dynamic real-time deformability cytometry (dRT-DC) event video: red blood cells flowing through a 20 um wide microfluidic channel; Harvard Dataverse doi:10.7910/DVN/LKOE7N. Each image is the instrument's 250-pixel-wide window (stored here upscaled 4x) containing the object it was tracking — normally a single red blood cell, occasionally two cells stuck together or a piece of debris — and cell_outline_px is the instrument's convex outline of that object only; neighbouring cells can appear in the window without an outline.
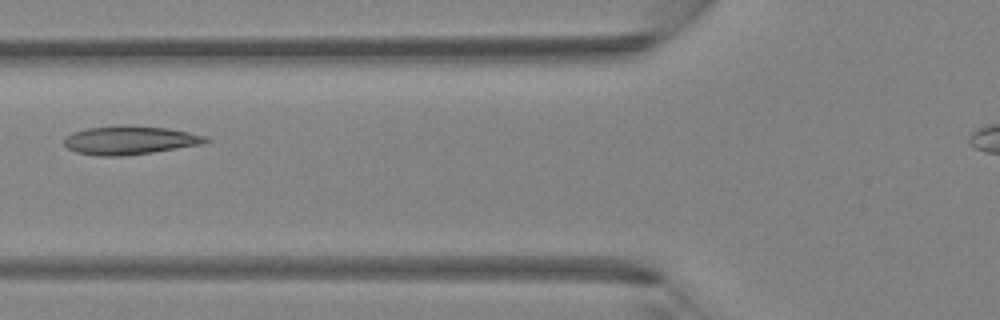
{"species": "Egyptian fruit bat (a non-hibernating species)", "species_latin": "Rousettus aegyptiacus", "temperature_condition": "room temperature", "stored_images_in_passage": 2, "camera_frame_rate_fps": 3000, "um_per_image_px": 0.085, "animal": {"sex": "female"}, "frame": {"image": 1, "passage_image": 2, "time_ms": 0.333, "image_size_px": [1000, 320], "cell_outline_px": [[212, 140], [200, 144], [152, 152], [124, 156], [96, 156], [76, 152], [68, 148], [64, 144], [64, 140], [72, 132], [88, 128], [120, 124], [128, 124], [168, 128], [208, 136]], "centroid_in_image_um": [11.03, 11.9], "position_along_channel_um": 114.8, "area_um2": 23.76}}